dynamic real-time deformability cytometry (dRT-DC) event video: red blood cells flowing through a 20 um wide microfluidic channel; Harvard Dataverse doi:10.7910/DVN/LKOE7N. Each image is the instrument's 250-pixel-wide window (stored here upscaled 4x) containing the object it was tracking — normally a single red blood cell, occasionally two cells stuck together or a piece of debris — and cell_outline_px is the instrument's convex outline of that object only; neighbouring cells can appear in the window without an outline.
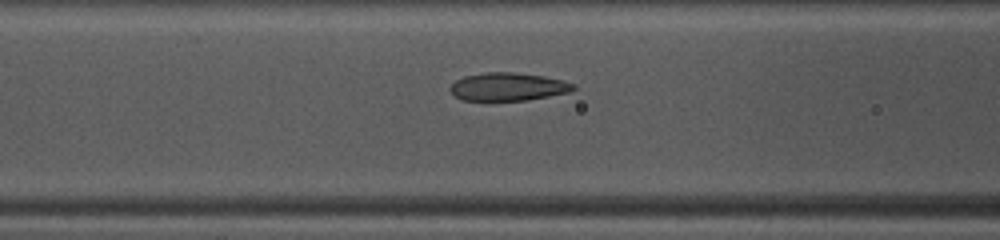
{"species": "common noctule bat (a hibernating species)", "species_latin": "Nyctalus noctula", "temperature_condition": "warm", "stored_images_in_passage": 46, "camera_frame_rate_fps": 3000, "um_per_image_px": 0.085, "animal": {"sex": "female", "body_mass_g": 10.0, "forearm_length_mm": 53.1}, "frame": {"image": 1, "passage_image": 16, "time_ms": 5.0, "image_size_px": [1000, 240], "cell_outline_px": [[576, 88], [572, 92], [528, 100], [460, 100], [448, 88], [456, 80], [464, 76], [484, 72], [512, 72], [544, 76], [576, 84]], "centroid_in_image_um": [43.2, 7.37], "position_along_channel_um": 123.4, "area_um2": 20.17}}
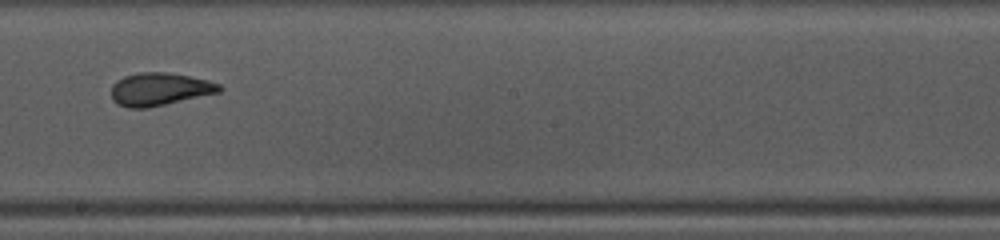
{"frame": {"image": 2, "passage_image": 24, "time_ms": 7.667, "image_size_px": [1000, 240], "cell_outline_px": [[224, 88], [220, 92], [148, 108], [128, 108], [116, 104], [112, 100], [112, 84], [116, 80], [124, 76], [140, 72], [168, 72], [208, 80], [220, 84]], "centroid_in_image_um": [13.55, 7.58], "position_along_channel_um": 234.6, "area_um2": 20.81}}
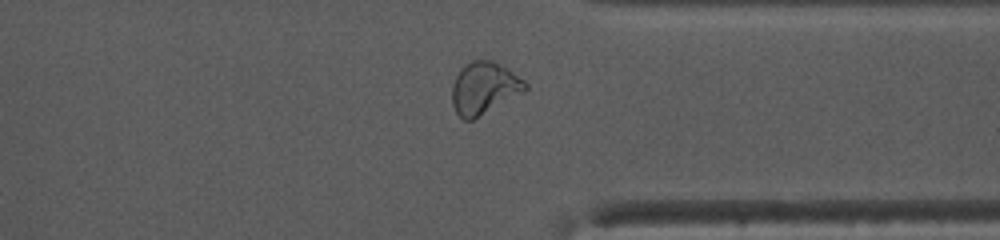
{"frame": {"image": 3, "passage_image": 34, "time_ms": 11.0, "image_size_px": [1000, 240], "cell_outline_px": [[528, 88], [524, 92], [472, 120], [464, 120], [456, 112], [452, 104], [452, 84], [460, 68], [464, 64], [472, 60], [492, 60], [508, 68], [524, 80], [528, 84]], "centroid_in_image_um": [41.15, 7.47], "position_along_channel_um": 370.3, "area_um2": 22.31}, "authors_computed_cell_mechanics": {"area_um2": 21.8484, "velocity_mm_per_s": 4.16, "shape_relaxation_time_tau1_ms": 6.0072, "shape_relaxation_time_tau2_ms": 1.468, "deformation_change_tau1": 0.2047, "deformation_change_tau2": 0.0526}}